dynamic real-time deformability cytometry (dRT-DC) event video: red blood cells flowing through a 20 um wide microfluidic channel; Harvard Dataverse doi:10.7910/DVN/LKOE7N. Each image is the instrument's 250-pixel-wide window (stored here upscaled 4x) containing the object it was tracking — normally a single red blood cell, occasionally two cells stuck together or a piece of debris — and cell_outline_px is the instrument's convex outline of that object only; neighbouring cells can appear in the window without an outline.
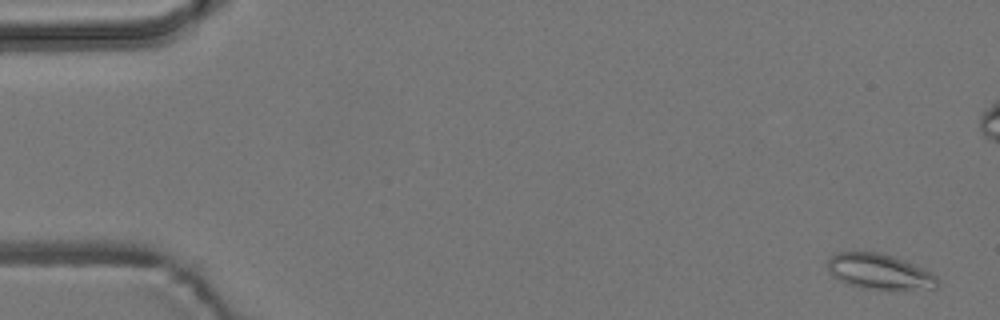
{"species": "common noctule bat (a hibernating species)", "species_latin": "Nyctalus noctula", "temperature_condition": "room temperature", "stored_images_in_passage": 5, "camera_frame_rate_fps": 3000, "um_per_image_px": 0.085, "animal": {"sex": "male", "body_mass_g": 19.2, "forearm_length_mm": 51.8}, "frame": {"image": 1, "passage_image": 1, "time_ms": 0.0, "image_size_px": [1000, 320], "cell_outline_px": [[940, 288], [860, 288], [848, 284], [832, 276], [828, 272], [828, 256], [836, 252], [880, 252], [904, 260], [924, 268], [932, 272], [940, 280]], "centroid_in_image_um": [74.75, 23.06], "position_along_channel_um": 10.3, "area_um2": 22.66}}